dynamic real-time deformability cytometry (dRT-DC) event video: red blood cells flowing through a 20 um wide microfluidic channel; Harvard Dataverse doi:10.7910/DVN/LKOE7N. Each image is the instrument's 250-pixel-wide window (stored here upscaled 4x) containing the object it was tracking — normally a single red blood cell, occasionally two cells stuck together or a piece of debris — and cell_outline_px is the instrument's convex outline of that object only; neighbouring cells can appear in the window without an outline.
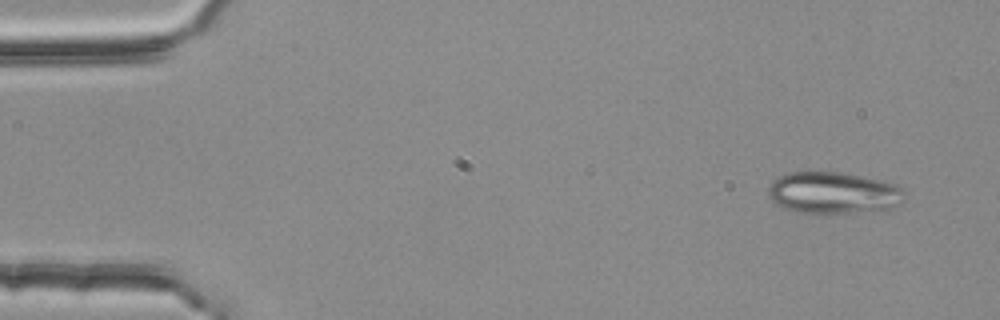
{"species": "common noctule bat (a hibernating species)", "species_latin": "Nyctalus noctula", "temperature_condition": "room temperature", "stored_images_in_passage": 51, "camera_frame_rate_fps": 3000, "um_per_image_px": 0.085, "animal": {"sex": "female", "body_mass_g": 25.1}, "frame": {"image": 1, "passage_image": 1, "time_ms": 0.0, "image_size_px": [1000, 320], "cell_outline_px": [[904, 200], [900, 204], [892, 208], [824, 216], [796, 212], [784, 208], [776, 204], [772, 200], [768, 192], [768, 184], [776, 176], [788, 172], [840, 172], [884, 180], [896, 184], [904, 188]], "centroid_in_image_um": [70.82, 16.41], "position_along_channel_um": 14.2, "area_um2": 34.22}}
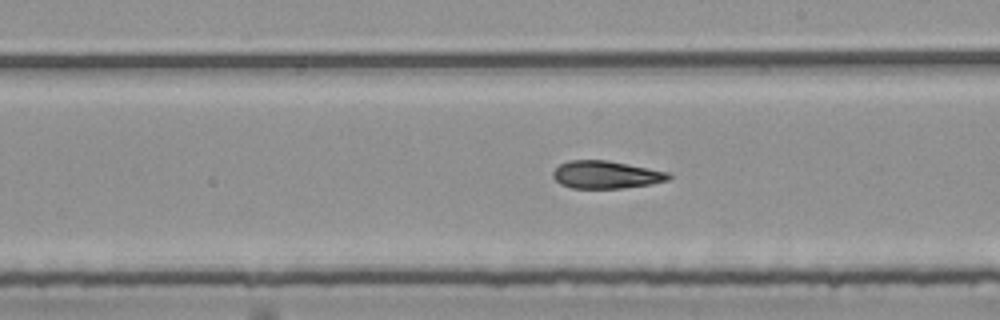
{"frame": {"image": 2, "passage_image": 28, "time_ms": 9.0, "image_size_px": [1000, 320], "cell_outline_px": [[672, 176], [668, 180], [652, 184], [624, 188], [572, 188], [560, 184], [552, 176], [552, 172], [560, 164], [568, 160], [608, 160], [668, 172]], "centroid_in_image_um": [51.5, 14.85], "position_along_channel_um": 237.5, "area_um2": 18.67}}
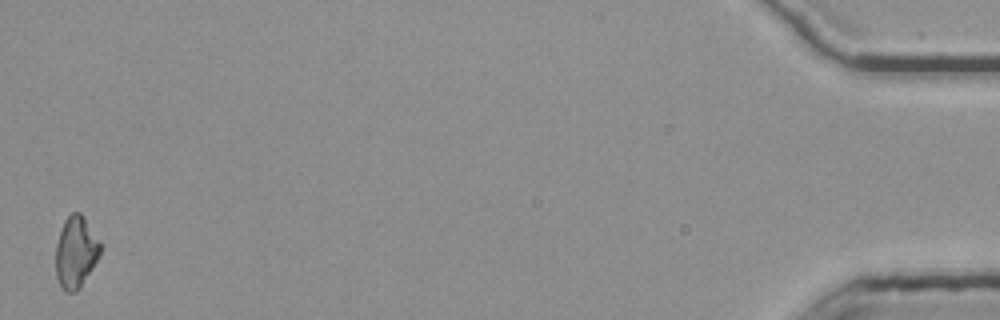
{"frame": {"image": 3, "passage_image": 51, "time_ms": 16.667, "image_size_px": [1000, 320], "cell_outline_px": [[100, 256], [80, 288], [76, 292], [64, 292], [56, 276], [56, 244], [64, 220], [72, 212], [80, 212], [84, 216], [100, 240]], "centroid_in_image_um": [6.45, 21.43], "position_along_channel_um": 428.7, "area_um2": 18.73}, "authors_computed_cell_mechanics": {"area_um2": 19.1318, "velocity_mm_per_s": 3.7661, "shape_relaxation_time_tau1_ms": null, "shape_relaxation_time_tau2_ms": 3.9187, "deformation_change_tau1": null, "deformation_change_tau2": 0.1238}}